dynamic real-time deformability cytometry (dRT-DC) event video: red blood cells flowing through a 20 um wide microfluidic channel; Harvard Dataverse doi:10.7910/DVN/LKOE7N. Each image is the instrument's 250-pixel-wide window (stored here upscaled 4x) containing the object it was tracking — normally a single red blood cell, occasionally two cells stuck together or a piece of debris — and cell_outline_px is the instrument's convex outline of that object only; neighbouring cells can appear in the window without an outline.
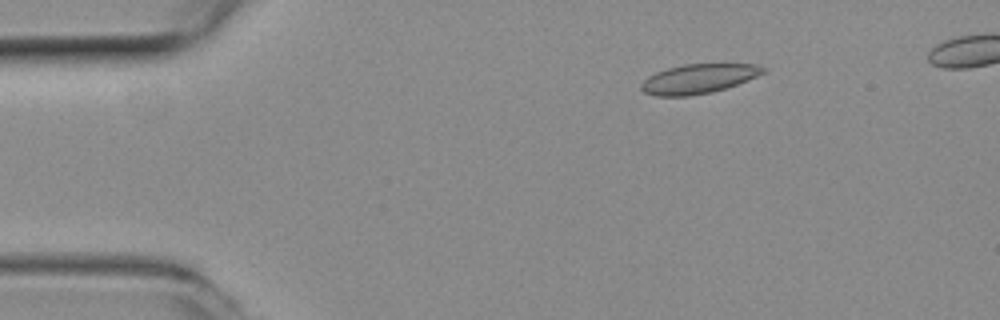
{"species": "common noctule bat (a hibernating species)", "species_latin": "Nyctalus noctula", "temperature_condition": "room temperature", "stored_images_in_passage": 42, "camera_frame_rate_fps": 3000, "um_per_image_px": 0.085, "animal": {"sex": "female", "body_mass_g": 19.3, "forearm_length_mm": 54.1}, "frame": {"image": 1, "passage_image": 1, "time_ms": 0.0, "image_size_px": [1000, 320], "cell_outline_px": [[768, 68], [764, 72], [756, 76], [736, 84], [712, 92], [688, 96], [656, 96], [644, 92], [640, 88], [640, 84], [648, 76], [656, 72], [668, 68], [684, 64], [756, 64]], "centroid_in_image_um": [59.34, 6.69], "position_along_channel_um": 25.7, "area_um2": 20.75}}
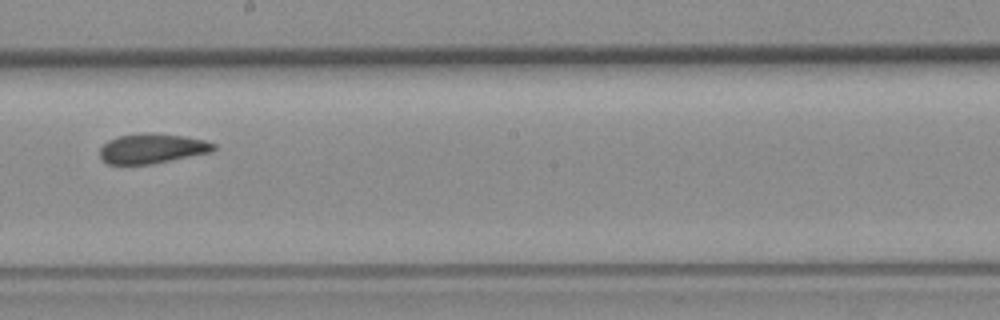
{"frame": {"image": 2, "passage_image": 22, "time_ms": 7.0, "image_size_px": [1000, 320], "cell_outline_px": [[216, 148], [212, 152], [152, 164], [108, 164], [100, 160], [100, 148], [108, 140], [120, 136], [144, 132], [184, 136], [204, 140], [216, 144]], "centroid_in_image_um": [12.92, 12.63], "position_along_channel_um": 235.3, "area_um2": 19.83}}
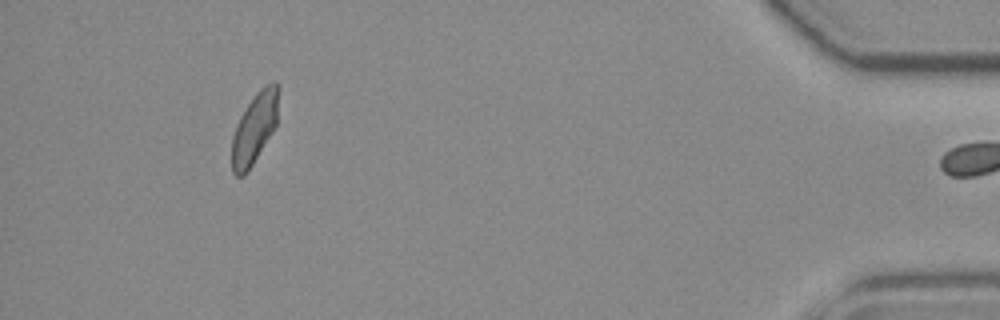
{"frame": {"image": 3, "passage_image": 41, "time_ms": 13.333, "image_size_px": [1000, 320], "cell_outline_px": [[280, 88], [276, 124], [272, 132], [252, 164], [244, 176], [236, 176], [232, 172], [232, 136], [236, 124], [240, 116], [256, 92], [264, 84], [272, 80], [276, 80], [280, 84]], "centroid_in_image_um": [21.66, 10.81], "position_along_channel_um": 413.5, "area_um2": 19.42}, "authors_computed_cell_mechanics": {"area_um2": 19.9988, "velocity_mm_per_s": 3.9246, "shape_relaxation_time_tau1_ms": null, "shape_relaxation_time_tau2_ms": 2.5648, "deformation_change_tau1": null, "deformation_change_tau2": 0.0755}}